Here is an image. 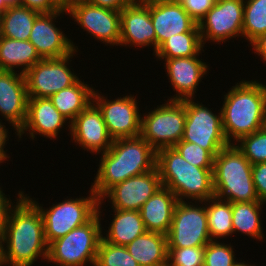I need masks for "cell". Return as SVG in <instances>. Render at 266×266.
Masks as SVG:
<instances>
[{
  "mask_svg": "<svg viewBox=\"0 0 266 266\" xmlns=\"http://www.w3.org/2000/svg\"><path fill=\"white\" fill-rule=\"evenodd\" d=\"M7 8L8 6L5 4V2L0 0V14L3 13Z\"/></svg>",
  "mask_w": 266,
  "mask_h": 266,
  "instance_id": "c3c4849f",
  "label": "cell"
},
{
  "mask_svg": "<svg viewBox=\"0 0 266 266\" xmlns=\"http://www.w3.org/2000/svg\"><path fill=\"white\" fill-rule=\"evenodd\" d=\"M140 266H167V235L146 231L125 246Z\"/></svg>",
  "mask_w": 266,
  "mask_h": 266,
  "instance_id": "cb8c5ba5",
  "label": "cell"
},
{
  "mask_svg": "<svg viewBox=\"0 0 266 266\" xmlns=\"http://www.w3.org/2000/svg\"><path fill=\"white\" fill-rule=\"evenodd\" d=\"M266 33V0H244L243 37L250 44Z\"/></svg>",
  "mask_w": 266,
  "mask_h": 266,
  "instance_id": "1f68e13d",
  "label": "cell"
},
{
  "mask_svg": "<svg viewBox=\"0 0 266 266\" xmlns=\"http://www.w3.org/2000/svg\"><path fill=\"white\" fill-rule=\"evenodd\" d=\"M28 98L24 74L0 70V115L16 135L26 121Z\"/></svg>",
  "mask_w": 266,
  "mask_h": 266,
  "instance_id": "ffe728a7",
  "label": "cell"
},
{
  "mask_svg": "<svg viewBox=\"0 0 266 266\" xmlns=\"http://www.w3.org/2000/svg\"><path fill=\"white\" fill-rule=\"evenodd\" d=\"M149 10L156 33V50L172 35L199 32L198 23L177 0H149Z\"/></svg>",
  "mask_w": 266,
  "mask_h": 266,
  "instance_id": "d6986e66",
  "label": "cell"
},
{
  "mask_svg": "<svg viewBox=\"0 0 266 266\" xmlns=\"http://www.w3.org/2000/svg\"><path fill=\"white\" fill-rule=\"evenodd\" d=\"M16 195V205L2 232L3 266H33L40 257L44 261L48 258L43 217L25 192L20 190Z\"/></svg>",
  "mask_w": 266,
  "mask_h": 266,
  "instance_id": "6da1fadb",
  "label": "cell"
},
{
  "mask_svg": "<svg viewBox=\"0 0 266 266\" xmlns=\"http://www.w3.org/2000/svg\"><path fill=\"white\" fill-rule=\"evenodd\" d=\"M183 9L198 23L215 5L216 0H177Z\"/></svg>",
  "mask_w": 266,
  "mask_h": 266,
  "instance_id": "74e56055",
  "label": "cell"
},
{
  "mask_svg": "<svg viewBox=\"0 0 266 266\" xmlns=\"http://www.w3.org/2000/svg\"><path fill=\"white\" fill-rule=\"evenodd\" d=\"M241 261L242 260H240V262L236 261L233 266H254L255 265V264L249 265L248 263H244V260H243V262H241ZM255 266H257V265H255Z\"/></svg>",
  "mask_w": 266,
  "mask_h": 266,
  "instance_id": "7dc6e473",
  "label": "cell"
},
{
  "mask_svg": "<svg viewBox=\"0 0 266 266\" xmlns=\"http://www.w3.org/2000/svg\"><path fill=\"white\" fill-rule=\"evenodd\" d=\"M173 148L189 163L196 167L213 168L214 156L198 144L180 141Z\"/></svg>",
  "mask_w": 266,
  "mask_h": 266,
  "instance_id": "d590c367",
  "label": "cell"
},
{
  "mask_svg": "<svg viewBox=\"0 0 266 266\" xmlns=\"http://www.w3.org/2000/svg\"><path fill=\"white\" fill-rule=\"evenodd\" d=\"M205 246L168 248L167 266H203Z\"/></svg>",
  "mask_w": 266,
  "mask_h": 266,
  "instance_id": "8d00e7d4",
  "label": "cell"
},
{
  "mask_svg": "<svg viewBox=\"0 0 266 266\" xmlns=\"http://www.w3.org/2000/svg\"><path fill=\"white\" fill-rule=\"evenodd\" d=\"M207 224L211 240L226 239L233 234L232 203L216 196L206 200Z\"/></svg>",
  "mask_w": 266,
  "mask_h": 266,
  "instance_id": "4dcf8cb0",
  "label": "cell"
},
{
  "mask_svg": "<svg viewBox=\"0 0 266 266\" xmlns=\"http://www.w3.org/2000/svg\"><path fill=\"white\" fill-rule=\"evenodd\" d=\"M69 17L90 37L105 45L120 44V11L98 7L86 0H73L66 6Z\"/></svg>",
  "mask_w": 266,
  "mask_h": 266,
  "instance_id": "7c38bea8",
  "label": "cell"
},
{
  "mask_svg": "<svg viewBox=\"0 0 266 266\" xmlns=\"http://www.w3.org/2000/svg\"><path fill=\"white\" fill-rule=\"evenodd\" d=\"M263 128L266 130V113H265V119H264V125Z\"/></svg>",
  "mask_w": 266,
  "mask_h": 266,
  "instance_id": "f907efd6",
  "label": "cell"
},
{
  "mask_svg": "<svg viewBox=\"0 0 266 266\" xmlns=\"http://www.w3.org/2000/svg\"><path fill=\"white\" fill-rule=\"evenodd\" d=\"M224 95L222 125L226 141L240 138L263 128L266 113V85L258 80H241Z\"/></svg>",
  "mask_w": 266,
  "mask_h": 266,
  "instance_id": "3957f363",
  "label": "cell"
},
{
  "mask_svg": "<svg viewBox=\"0 0 266 266\" xmlns=\"http://www.w3.org/2000/svg\"><path fill=\"white\" fill-rule=\"evenodd\" d=\"M162 187L157 167L130 177L112 187L100 200L109 198L112 209L140 211L142 205Z\"/></svg>",
  "mask_w": 266,
  "mask_h": 266,
  "instance_id": "2e32d148",
  "label": "cell"
},
{
  "mask_svg": "<svg viewBox=\"0 0 266 266\" xmlns=\"http://www.w3.org/2000/svg\"><path fill=\"white\" fill-rule=\"evenodd\" d=\"M95 87H90L81 79L72 86L54 93L49 99L53 106L72 122L83 110L93 102Z\"/></svg>",
  "mask_w": 266,
  "mask_h": 266,
  "instance_id": "4316f807",
  "label": "cell"
},
{
  "mask_svg": "<svg viewBox=\"0 0 266 266\" xmlns=\"http://www.w3.org/2000/svg\"><path fill=\"white\" fill-rule=\"evenodd\" d=\"M234 145L252 165L266 162V130L264 128L240 138Z\"/></svg>",
  "mask_w": 266,
  "mask_h": 266,
  "instance_id": "836d02e7",
  "label": "cell"
},
{
  "mask_svg": "<svg viewBox=\"0 0 266 266\" xmlns=\"http://www.w3.org/2000/svg\"><path fill=\"white\" fill-rule=\"evenodd\" d=\"M177 203V197L169 188L160 187L140 209L146 231L167 235Z\"/></svg>",
  "mask_w": 266,
  "mask_h": 266,
  "instance_id": "603a6c76",
  "label": "cell"
},
{
  "mask_svg": "<svg viewBox=\"0 0 266 266\" xmlns=\"http://www.w3.org/2000/svg\"><path fill=\"white\" fill-rule=\"evenodd\" d=\"M20 5L37 10L40 13H51L65 8L60 0H21Z\"/></svg>",
  "mask_w": 266,
  "mask_h": 266,
  "instance_id": "ab89813d",
  "label": "cell"
},
{
  "mask_svg": "<svg viewBox=\"0 0 266 266\" xmlns=\"http://www.w3.org/2000/svg\"><path fill=\"white\" fill-rule=\"evenodd\" d=\"M144 48L156 52V33L151 21L149 0H135L120 11L119 46Z\"/></svg>",
  "mask_w": 266,
  "mask_h": 266,
  "instance_id": "e0dca14e",
  "label": "cell"
},
{
  "mask_svg": "<svg viewBox=\"0 0 266 266\" xmlns=\"http://www.w3.org/2000/svg\"><path fill=\"white\" fill-rule=\"evenodd\" d=\"M42 58L29 40H16L0 37V70L15 71L24 74Z\"/></svg>",
  "mask_w": 266,
  "mask_h": 266,
  "instance_id": "d4e9b609",
  "label": "cell"
},
{
  "mask_svg": "<svg viewBox=\"0 0 266 266\" xmlns=\"http://www.w3.org/2000/svg\"><path fill=\"white\" fill-rule=\"evenodd\" d=\"M92 191L100 200L115 185L156 168L157 152L140 135L113 140L101 153Z\"/></svg>",
  "mask_w": 266,
  "mask_h": 266,
  "instance_id": "7a4b0ae2",
  "label": "cell"
},
{
  "mask_svg": "<svg viewBox=\"0 0 266 266\" xmlns=\"http://www.w3.org/2000/svg\"><path fill=\"white\" fill-rule=\"evenodd\" d=\"M98 91L94 90L93 103L101 111L112 139L117 140L139 136L141 133V113L138 108L137 98L130 94L109 100Z\"/></svg>",
  "mask_w": 266,
  "mask_h": 266,
  "instance_id": "5bb4252c",
  "label": "cell"
},
{
  "mask_svg": "<svg viewBox=\"0 0 266 266\" xmlns=\"http://www.w3.org/2000/svg\"><path fill=\"white\" fill-rule=\"evenodd\" d=\"M213 179L217 198L231 203L259 201L252 179V164L234 144L215 156Z\"/></svg>",
  "mask_w": 266,
  "mask_h": 266,
  "instance_id": "5b68a950",
  "label": "cell"
},
{
  "mask_svg": "<svg viewBox=\"0 0 266 266\" xmlns=\"http://www.w3.org/2000/svg\"><path fill=\"white\" fill-rule=\"evenodd\" d=\"M94 266H140L125 246L101 239Z\"/></svg>",
  "mask_w": 266,
  "mask_h": 266,
  "instance_id": "d6a6232c",
  "label": "cell"
},
{
  "mask_svg": "<svg viewBox=\"0 0 266 266\" xmlns=\"http://www.w3.org/2000/svg\"><path fill=\"white\" fill-rule=\"evenodd\" d=\"M252 179L259 201L266 203V162L252 165Z\"/></svg>",
  "mask_w": 266,
  "mask_h": 266,
  "instance_id": "f35d334b",
  "label": "cell"
},
{
  "mask_svg": "<svg viewBox=\"0 0 266 266\" xmlns=\"http://www.w3.org/2000/svg\"><path fill=\"white\" fill-rule=\"evenodd\" d=\"M186 120L184 101H168L141 115L140 136L157 152L181 141Z\"/></svg>",
  "mask_w": 266,
  "mask_h": 266,
  "instance_id": "ba28073f",
  "label": "cell"
},
{
  "mask_svg": "<svg viewBox=\"0 0 266 266\" xmlns=\"http://www.w3.org/2000/svg\"><path fill=\"white\" fill-rule=\"evenodd\" d=\"M98 7L121 11L124 7L129 6L135 0H86Z\"/></svg>",
  "mask_w": 266,
  "mask_h": 266,
  "instance_id": "b9f144b4",
  "label": "cell"
},
{
  "mask_svg": "<svg viewBox=\"0 0 266 266\" xmlns=\"http://www.w3.org/2000/svg\"><path fill=\"white\" fill-rule=\"evenodd\" d=\"M60 14L68 15L66 7L51 13H41L34 22L29 41L42 59L62 58L78 49L73 41L56 27Z\"/></svg>",
  "mask_w": 266,
  "mask_h": 266,
  "instance_id": "9a60e30c",
  "label": "cell"
},
{
  "mask_svg": "<svg viewBox=\"0 0 266 266\" xmlns=\"http://www.w3.org/2000/svg\"><path fill=\"white\" fill-rule=\"evenodd\" d=\"M1 120V119H0ZM4 123H2V120L0 121V163H3L4 161H8L7 159L10 158L8 153L6 152L7 150H4L6 147L5 145L7 144L6 142L9 140V130L6 128ZM7 153V154H6Z\"/></svg>",
  "mask_w": 266,
  "mask_h": 266,
  "instance_id": "7bdbcfd3",
  "label": "cell"
},
{
  "mask_svg": "<svg viewBox=\"0 0 266 266\" xmlns=\"http://www.w3.org/2000/svg\"><path fill=\"white\" fill-rule=\"evenodd\" d=\"M203 47L205 46L202 43L200 32H185L166 39L158 47L154 56L157 59H172L202 55Z\"/></svg>",
  "mask_w": 266,
  "mask_h": 266,
  "instance_id": "f546056e",
  "label": "cell"
},
{
  "mask_svg": "<svg viewBox=\"0 0 266 266\" xmlns=\"http://www.w3.org/2000/svg\"><path fill=\"white\" fill-rule=\"evenodd\" d=\"M264 204L261 201L232 202L233 234L239 232L258 241L265 240L260 220Z\"/></svg>",
  "mask_w": 266,
  "mask_h": 266,
  "instance_id": "f1b7e54d",
  "label": "cell"
},
{
  "mask_svg": "<svg viewBox=\"0 0 266 266\" xmlns=\"http://www.w3.org/2000/svg\"><path fill=\"white\" fill-rule=\"evenodd\" d=\"M89 196L64 199L43 208L38 201L25 194L41 211L44 222V236L49 245L54 240L64 237L71 230L87 223L96 213L99 199L90 188ZM41 205V206H40Z\"/></svg>",
  "mask_w": 266,
  "mask_h": 266,
  "instance_id": "52a82bcc",
  "label": "cell"
},
{
  "mask_svg": "<svg viewBox=\"0 0 266 266\" xmlns=\"http://www.w3.org/2000/svg\"><path fill=\"white\" fill-rule=\"evenodd\" d=\"M7 6L20 5L21 0H3Z\"/></svg>",
  "mask_w": 266,
  "mask_h": 266,
  "instance_id": "bcb514c9",
  "label": "cell"
},
{
  "mask_svg": "<svg viewBox=\"0 0 266 266\" xmlns=\"http://www.w3.org/2000/svg\"><path fill=\"white\" fill-rule=\"evenodd\" d=\"M178 57L172 59H160L165 61L164 66L166 76L170 80L173 91H176L174 96L167 99L170 101H184L187 99H195L196 90L198 85L208 75V65L202 62L198 57ZM176 96V97H175Z\"/></svg>",
  "mask_w": 266,
  "mask_h": 266,
  "instance_id": "44dd1931",
  "label": "cell"
},
{
  "mask_svg": "<svg viewBox=\"0 0 266 266\" xmlns=\"http://www.w3.org/2000/svg\"><path fill=\"white\" fill-rule=\"evenodd\" d=\"M53 106L49 98L29 97L27 107V117L24 125L17 132L19 140L26 134L29 139L36 138L38 134L44 138L55 139L59 135V131L64 128V125L69 127L70 122ZM67 123V124H66ZM29 133H28V132ZM27 132V133H26Z\"/></svg>",
  "mask_w": 266,
  "mask_h": 266,
  "instance_id": "7402d4cb",
  "label": "cell"
},
{
  "mask_svg": "<svg viewBox=\"0 0 266 266\" xmlns=\"http://www.w3.org/2000/svg\"><path fill=\"white\" fill-rule=\"evenodd\" d=\"M103 200L98 201L97 213L84 225H81L64 237L48 245L47 262L59 266L95 265L99 243L103 232L101 225ZM101 215V216H100Z\"/></svg>",
  "mask_w": 266,
  "mask_h": 266,
  "instance_id": "8992f818",
  "label": "cell"
},
{
  "mask_svg": "<svg viewBox=\"0 0 266 266\" xmlns=\"http://www.w3.org/2000/svg\"><path fill=\"white\" fill-rule=\"evenodd\" d=\"M4 265L3 263V248H2V231H0V266Z\"/></svg>",
  "mask_w": 266,
  "mask_h": 266,
  "instance_id": "f6af8a7d",
  "label": "cell"
},
{
  "mask_svg": "<svg viewBox=\"0 0 266 266\" xmlns=\"http://www.w3.org/2000/svg\"><path fill=\"white\" fill-rule=\"evenodd\" d=\"M41 13L22 5L8 6L0 14L1 36L16 40H29L36 18Z\"/></svg>",
  "mask_w": 266,
  "mask_h": 266,
  "instance_id": "83f0119b",
  "label": "cell"
},
{
  "mask_svg": "<svg viewBox=\"0 0 266 266\" xmlns=\"http://www.w3.org/2000/svg\"><path fill=\"white\" fill-rule=\"evenodd\" d=\"M178 201L175 206L170 230L167 234L168 248L206 246L210 241L207 224L206 201ZM205 205V206H204Z\"/></svg>",
  "mask_w": 266,
  "mask_h": 266,
  "instance_id": "30bf717a",
  "label": "cell"
},
{
  "mask_svg": "<svg viewBox=\"0 0 266 266\" xmlns=\"http://www.w3.org/2000/svg\"><path fill=\"white\" fill-rule=\"evenodd\" d=\"M78 51L62 58L42 59L24 73L28 97L50 98L75 84L79 77L69 66ZM71 58V59H70Z\"/></svg>",
  "mask_w": 266,
  "mask_h": 266,
  "instance_id": "8fae6325",
  "label": "cell"
},
{
  "mask_svg": "<svg viewBox=\"0 0 266 266\" xmlns=\"http://www.w3.org/2000/svg\"><path fill=\"white\" fill-rule=\"evenodd\" d=\"M244 0H216L215 5L198 22L202 43L221 44L243 37Z\"/></svg>",
  "mask_w": 266,
  "mask_h": 266,
  "instance_id": "4fadbf2b",
  "label": "cell"
},
{
  "mask_svg": "<svg viewBox=\"0 0 266 266\" xmlns=\"http://www.w3.org/2000/svg\"><path fill=\"white\" fill-rule=\"evenodd\" d=\"M186 120L181 141L198 144L214 157L229 145L222 125L221 109L217 114L194 99L185 100Z\"/></svg>",
  "mask_w": 266,
  "mask_h": 266,
  "instance_id": "9c48e42d",
  "label": "cell"
},
{
  "mask_svg": "<svg viewBox=\"0 0 266 266\" xmlns=\"http://www.w3.org/2000/svg\"><path fill=\"white\" fill-rule=\"evenodd\" d=\"M13 206L14 203L12 200L7 198V195L3 193V190L0 187V231L2 232L7 222L9 212Z\"/></svg>",
  "mask_w": 266,
  "mask_h": 266,
  "instance_id": "60d3db41",
  "label": "cell"
},
{
  "mask_svg": "<svg viewBox=\"0 0 266 266\" xmlns=\"http://www.w3.org/2000/svg\"><path fill=\"white\" fill-rule=\"evenodd\" d=\"M70 135L74 143L93 155L106 152L113 143L102 113L93 102L70 123Z\"/></svg>",
  "mask_w": 266,
  "mask_h": 266,
  "instance_id": "ac0fdd59",
  "label": "cell"
},
{
  "mask_svg": "<svg viewBox=\"0 0 266 266\" xmlns=\"http://www.w3.org/2000/svg\"><path fill=\"white\" fill-rule=\"evenodd\" d=\"M254 53L262 58V61L266 64V33L259 36L251 43Z\"/></svg>",
  "mask_w": 266,
  "mask_h": 266,
  "instance_id": "ee69618b",
  "label": "cell"
},
{
  "mask_svg": "<svg viewBox=\"0 0 266 266\" xmlns=\"http://www.w3.org/2000/svg\"><path fill=\"white\" fill-rule=\"evenodd\" d=\"M114 217L102 239L114 245L126 246L146 232L140 211L113 209Z\"/></svg>",
  "mask_w": 266,
  "mask_h": 266,
  "instance_id": "484cf974",
  "label": "cell"
},
{
  "mask_svg": "<svg viewBox=\"0 0 266 266\" xmlns=\"http://www.w3.org/2000/svg\"><path fill=\"white\" fill-rule=\"evenodd\" d=\"M65 6L70 2V1H73V0H60Z\"/></svg>",
  "mask_w": 266,
  "mask_h": 266,
  "instance_id": "681fc988",
  "label": "cell"
},
{
  "mask_svg": "<svg viewBox=\"0 0 266 266\" xmlns=\"http://www.w3.org/2000/svg\"><path fill=\"white\" fill-rule=\"evenodd\" d=\"M156 167L162 186L169 188L178 201L204 202L215 196L213 168L196 167L173 147L157 151Z\"/></svg>",
  "mask_w": 266,
  "mask_h": 266,
  "instance_id": "277c9868",
  "label": "cell"
},
{
  "mask_svg": "<svg viewBox=\"0 0 266 266\" xmlns=\"http://www.w3.org/2000/svg\"><path fill=\"white\" fill-rule=\"evenodd\" d=\"M237 260L231 243L211 240L205 246L203 266H233Z\"/></svg>",
  "mask_w": 266,
  "mask_h": 266,
  "instance_id": "e575fe53",
  "label": "cell"
}]
</instances>
